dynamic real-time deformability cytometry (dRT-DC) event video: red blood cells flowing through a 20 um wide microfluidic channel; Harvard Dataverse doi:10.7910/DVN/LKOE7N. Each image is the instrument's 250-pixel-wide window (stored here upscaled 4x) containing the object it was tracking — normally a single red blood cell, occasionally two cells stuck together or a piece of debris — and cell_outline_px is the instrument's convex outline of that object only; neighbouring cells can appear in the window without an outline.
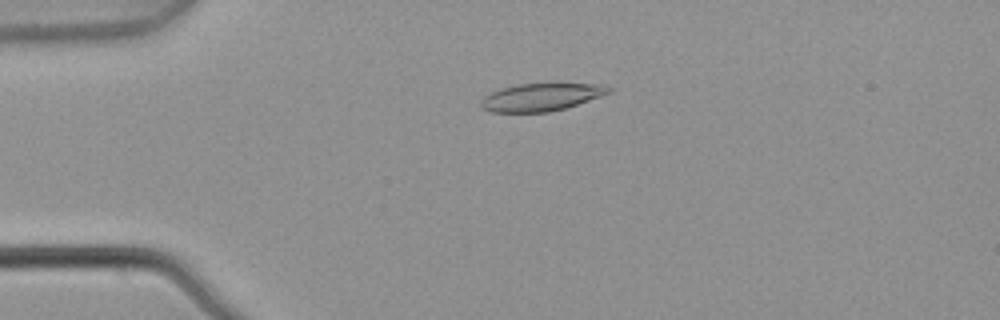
{"species": "common noctule bat (a hibernating species)", "species_latin": "Nyctalus noctula", "temperature_condition": "warm", "stored_images_in_passage": 4, "camera_frame_rate_fps": 3000, "um_per_image_px": 0.085, "animal": {"sex": "male", "body_mass_g": 21.5, "forearm_length_mm": 52.0}, "frame": {"image": 1, "passage_image": 3, "time_ms": 0.667, "image_size_px": [1000, 320], "cell_outline_px": [[612, 92], [564, 108], [548, 112], [488, 112], [480, 104], [480, 100], [484, 96], [500, 88], [516, 84], [548, 80], [556, 80], [604, 84], [612, 88]], "centroid_in_image_um": [46.06, 8.17], "position_along_channel_um": 38.9, "area_um2": 21.79}}